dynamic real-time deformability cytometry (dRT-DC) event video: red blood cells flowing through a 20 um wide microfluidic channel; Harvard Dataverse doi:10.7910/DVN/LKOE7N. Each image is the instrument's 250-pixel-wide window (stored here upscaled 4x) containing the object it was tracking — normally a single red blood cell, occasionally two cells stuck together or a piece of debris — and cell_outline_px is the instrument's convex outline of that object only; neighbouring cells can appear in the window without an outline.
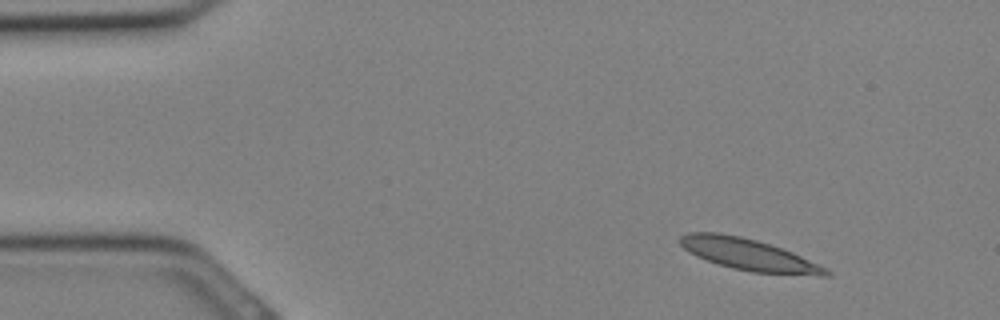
{"species": "Egyptian fruit bat (a non-hibernating species)", "species_latin": "Rousettus aegyptiacus", "temperature_condition": "cold", "stored_images_in_passage": 32, "segment_of_instrument_passage": [1, 2], "camera_frame_rate_fps": 3000, "um_per_image_px": 0.085, "animal": {"sex": "female"}, "frame": {"image": 1, "passage_image": 3, "time_ms": 0.667, "image_size_px": [1000, 320], "cell_outline_px": [[832, 272], [828, 276], [820, 276], [752, 272], [732, 268], [696, 256], [684, 248], [680, 244], [680, 236], [688, 232], [720, 232], [740, 236], [756, 240], [792, 252], [828, 268]], "centroid_in_image_um": [63.66, 21.64], "position_along_channel_um": 21.3, "area_um2": 26.7}}
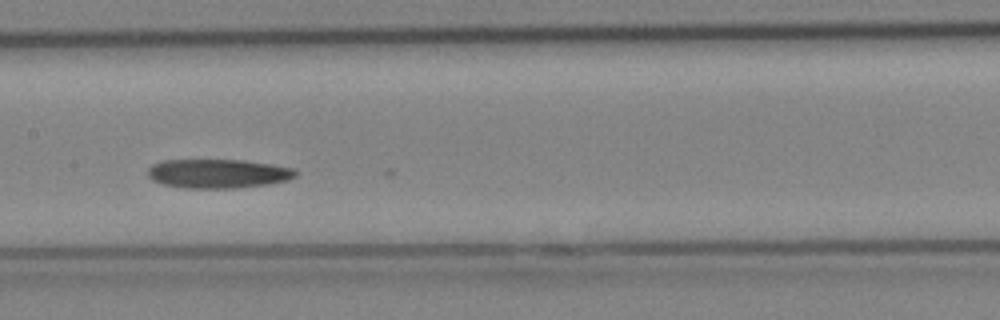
{"frame": {"image": 2, "passage_image": 15, "time_ms": 4.667, "image_size_px": [1000, 320], "cell_outline_px": [[296, 176], [288, 180], [268, 184], [236, 188], [184, 188], [160, 184], [152, 180], [148, 176], [148, 168], [152, 164], [160, 160], [244, 160], [296, 168]], "centroid_in_image_um": [18.5, 14.75], "position_along_channel_um": 188.9, "area_um2": 25.26}}
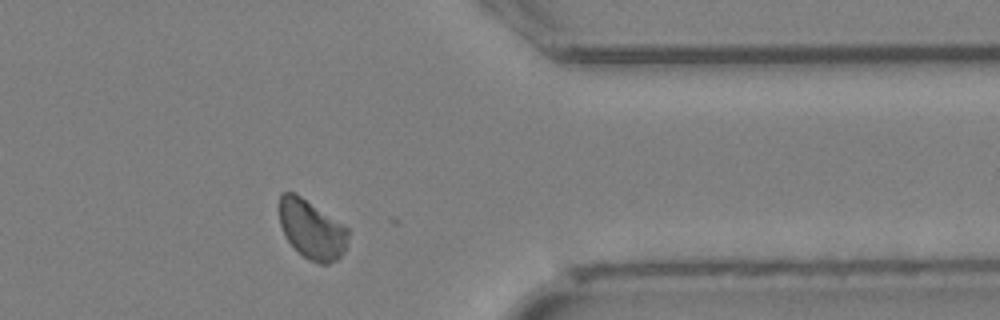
{"frame": {"image": 3, "passage_image": 25, "time_ms": 8.0, "image_size_px": [1000, 320], "cell_outline_px": [[348, 236], [344, 252], [336, 260], [328, 264], [320, 264], [308, 260], [284, 236], [280, 224], [280, 192], [292, 192], [300, 196], [344, 224], [348, 228]], "centroid_in_image_um": [26.51, 19.51], "position_along_channel_um": 384.9, "area_um2": 23.47}}